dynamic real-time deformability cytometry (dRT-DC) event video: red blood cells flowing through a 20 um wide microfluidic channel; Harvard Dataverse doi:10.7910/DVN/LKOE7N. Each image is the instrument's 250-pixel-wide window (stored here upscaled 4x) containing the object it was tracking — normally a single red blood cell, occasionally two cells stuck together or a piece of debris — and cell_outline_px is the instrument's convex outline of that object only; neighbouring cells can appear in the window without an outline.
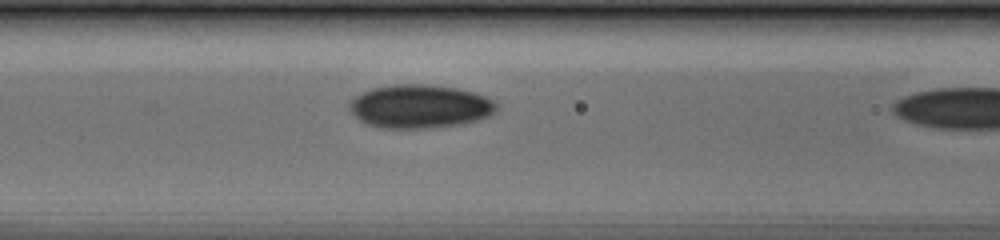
{"species": "human", "species_latin": "Homo sapiens", "temperature_condition": "cold", "stored_images_in_passage": 20, "segment_of_instrument_passage": [2, 2], "camera_frame_rate_fps": 3000, "um_per_image_px": 0.085, "donor": {"sex": "male"}, "frame": {"image": 1, "passage_image": 19, "time_ms": 6.0, "image_size_px": [1000, 240], "cell_outline_px": [[500, 104], [496, 112], [488, 116], [476, 120], [456, 124], [432, 128], [384, 128], [368, 124], [360, 120], [348, 108], [348, 104], [356, 96], [372, 88], [392, 84], [424, 84], [456, 88], [472, 92], [484, 96]], "centroid_in_image_um": [35.69, 9.04], "position_along_channel_um": 130.9, "area_um2": 37.05}}